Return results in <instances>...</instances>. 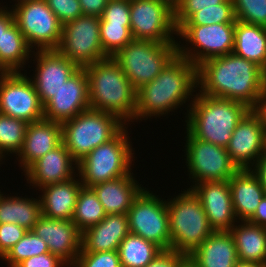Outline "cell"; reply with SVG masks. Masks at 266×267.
Segmentation results:
<instances>
[{
    "mask_svg": "<svg viewBox=\"0 0 266 267\" xmlns=\"http://www.w3.org/2000/svg\"><path fill=\"white\" fill-rule=\"evenodd\" d=\"M109 0H79L83 15L101 17Z\"/></svg>",
    "mask_w": 266,
    "mask_h": 267,
    "instance_id": "cell-46",
    "label": "cell"
},
{
    "mask_svg": "<svg viewBox=\"0 0 266 267\" xmlns=\"http://www.w3.org/2000/svg\"><path fill=\"white\" fill-rule=\"evenodd\" d=\"M194 267H235L239 261L230 231H214L188 256Z\"/></svg>",
    "mask_w": 266,
    "mask_h": 267,
    "instance_id": "cell-24",
    "label": "cell"
},
{
    "mask_svg": "<svg viewBox=\"0 0 266 267\" xmlns=\"http://www.w3.org/2000/svg\"><path fill=\"white\" fill-rule=\"evenodd\" d=\"M100 17L83 15L62 25L57 51L79 68L92 65L109 56L100 41Z\"/></svg>",
    "mask_w": 266,
    "mask_h": 267,
    "instance_id": "cell-12",
    "label": "cell"
},
{
    "mask_svg": "<svg viewBox=\"0 0 266 267\" xmlns=\"http://www.w3.org/2000/svg\"><path fill=\"white\" fill-rule=\"evenodd\" d=\"M48 252L44 240L38 237L33 230H28L1 259L8 262L9 267H16L24 259Z\"/></svg>",
    "mask_w": 266,
    "mask_h": 267,
    "instance_id": "cell-35",
    "label": "cell"
},
{
    "mask_svg": "<svg viewBox=\"0 0 266 267\" xmlns=\"http://www.w3.org/2000/svg\"><path fill=\"white\" fill-rule=\"evenodd\" d=\"M59 22L65 23L83 16L79 0H45Z\"/></svg>",
    "mask_w": 266,
    "mask_h": 267,
    "instance_id": "cell-42",
    "label": "cell"
},
{
    "mask_svg": "<svg viewBox=\"0 0 266 267\" xmlns=\"http://www.w3.org/2000/svg\"><path fill=\"white\" fill-rule=\"evenodd\" d=\"M235 267H266V264L238 261Z\"/></svg>",
    "mask_w": 266,
    "mask_h": 267,
    "instance_id": "cell-51",
    "label": "cell"
},
{
    "mask_svg": "<svg viewBox=\"0 0 266 267\" xmlns=\"http://www.w3.org/2000/svg\"><path fill=\"white\" fill-rule=\"evenodd\" d=\"M263 132L264 126L251 111L236 126L226 149L238 169H251L263 155Z\"/></svg>",
    "mask_w": 266,
    "mask_h": 267,
    "instance_id": "cell-20",
    "label": "cell"
},
{
    "mask_svg": "<svg viewBox=\"0 0 266 267\" xmlns=\"http://www.w3.org/2000/svg\"><path fill=\"white\" fill-rule=\"evenodd\" d=\"M64 265L67 266L63 260L48 252L24 259L16 267H63Z\"/></svg>",
    "mask_w": 266,
    "mask_h": 267,
    "instance_id": "cell-45",
    "label": "cell"
},
{
    "mask_svg": "<svg viewBox=\"0 0 266 267\" xmlns=\"http://www.w3.org/2000/svg\"><path fill=\"white\" fill-rule=\"evenodd\" d=\"M28 123L0 113V156L16 155L22 148ZM6 153V154H5ZM5 154V155H4Z\"/></svg>",
    "mask_w": 266,
    "mask_h": 267,
    "instance_id": "cell-34",
    "label": "cell"
},
{
    "mask_svg": "<svg viewBox=\"0 0 266 267\" xmlns=\"http://www.w3.org/2000/svg\"><path fill=\"white\" fill-rule=\"evenodd\" d=\"M88 109V77L84 68H79L44 105V119L62 124Z\"/></svg>",
    "mask_w": 266,
    "mask_h": 267,
    "instance_id": "cell-17",
    "label": "cell"
},
{
    "mask_svg": "<svg viewBox=\"0 0 266 267\" xmlns=\"http://www.w3.org/2000/svg\"><path fill=\"white\" fill-rule=\"evenodd\" d=\"M229 185L235 215L240 221H248L265 195L259 179L251 169H239Z\"/></svg>",
    "mask_w": 266,
    "mask_h": 267,
    "instance_id": "cell-25",
    "label": "cell"
},
{
    "mask_svg": "<svg viewBox=\"0 0 266 267\" xmlns=\"http://www.w3.org/2000/svg\"><path fill=\"white\" fill-rule=\"evenodd\" d=\"M125 125L114 114L90 108L62 123V143L79 162L94 148L115 138Z\"/></svg>",
    "mask_w": 266,
    "mask_h": 267,
    "instance_id": "cell-6",
    "label": "cell"
},
{
    "mask_svg": "<svg viewBox=\"0 0 266 267\" xmlns=\"http://www.w3.org/2000/svg\"><path fill=\"white\" fill-rule=\"evenodd\" d=\"M100 23L130 25V0H109Z\"/></svg>",
    "mask_w": 266,
    "mask_h": 267,
    "instance_id": "cell-41",
    "label": "cell"
},
{
    "mask_svg": "<svg viewBox=\"0 0 266 267\" xmlns=\"http://www.w3.org/2000/svg\"><path fill=\"white\" fill-rule=\"evenodd\" d=\"M252 168V172L257 176L261 186L266 191V154H263Z\"/></svg>",
    "mask_w": 266,
    "mask_h": 267,
    "instance_id": "cell-50",
    "label": "cell"
},
{
    "mask_svg": "<svg viewBox=\"0 0 266 267\" xmlns=\"http://www.w3.org/2000/svg\"><path fill=\"white\" fill-rule=\"evenodd\" d=\"M84 70L88 77L90 108L114 114L125 124L133 122L137 90L119 64L108 57L84 67Z\"/></svg>",
    "mask_w": 266,
    "mask_h": 267,
    "instance_id": "cell-4",
    "label": "cell"
},
{
    "mask_svg": "<svg viewBox=\"0 0 266 267\" xmlns=\"http://www.w3.org/2000/svg\"><path fill=\"white\" fill-rule=\"evenodd\" d=\"M235 23L212 25H182L177 36L192 44V48L178 43V55L189 60L195 66L204 61L224 56L234 49Z\"/></svg>",
    "mask_w": 266,
    "mask_h": 267,
    "instance_id": "cell-10",
    "label": "cell"
},
{
    "mask_svg": "<svg viewBox=\"0 0 266 267\" xmlns=\"http://www.w3.org/2000/svg\"><path fill=\"white\" fill-rule=\"evenodd\" d=\"M32 54L37 67L31 81L44 106L79 67L57 50H37Z\"/></svg>",
    "mask_w": 266,
    "mask_h": 267,
    "instance_id": "cell-16",
    "label": "cell"
},
{
    "mask_svg": "<svg viewBox=\"0 0 266 267\" xmlns=\"http://www.w3.org/2000/svg\"><path fill=\"white\" fill-rule=\"evenodd\" d=\"M18 2V3H17ZM12 5L15 22L33 50H56L62 24L45 0H19Z\"/></svg>",
    "mask_w": 266,
    "mask_h": 267,
    "instance_id": "cell-9",
    "label": "cell"
},
{
    "mask_svg": "<svg viewBox=\"0 0 266 267\" xmlns=\"http://www.w3.org/2000/svg\"><path fill=\"white\" fill-rule=\"evenodd\" d=\"M129 232L171 250L167 201L143 188L128 210Z\"/></svg>",
    "mask_w": 266,
    "mask_h": 267,
    "instance_id": "cell-11",
    "label": "cell"
},
{
    "mask_svg": "<svg viewBox=\"0 0 266 267\" xmlns=\"http://www.w3.org/2000/svg\"><path fill=\"white\" fill-rule=\"evenodd\" d=\"M46 243L51 254L72 267L81 252L82 232L72 220L51 219L41 215L32 229Z\"/></svg>",
    "mask_w": 266,
    "mask_h": 267,
    "instance_id": "cell-18",
    "label": "cell"
},
{
    "mask_svg": "<svg viewBox=\"0 0 266 267\" xmlns=\"http://www.w3.org/2000/svg\"><path fill=\"white\" fill-rule=\"evenodd\" d=\"M248 222L253 223L255 225L266 227V192L256 208L253 216L248 220Z\"/></svg>",
    "mask_w": 266,
    "mask_h": 267,
    "instance_id": "cell-49",
    "label": "cell"
},
{
    "mask_svg": "<svg viewBox=\"0 0 266 267\" xmlns=\"http://www.w3.org/2000/svg\"><path fill=\"white\" fill-rule=\"evenodd\" d=\"M186 138V164L189 178L193 185L205 181L229 180L239 169L231 161L227 149L194 138L187 130Z\"/></svg>",
    "mask_w": 266,
    "mask_h": 267,
    "instance_id": "cell-14",
    "label": "cell"
},
{
    "mask_svg": "<svg viewBox=\"0 0 266 267\" xmlns=\"http://www.w3.org/2000/svg\"><path fill=\"white\" fill-rule=\"evenodd\" d=\"M197 88V66L177 54L153 81L137 90L136 122L181 107L190 101V96H195L192 94Z\"/></svg>",
    "mask_w": 266,
    "mask_h": 267,
    "instance_id": "cell-2",
    "label": "cell"
},
{
    "mask_svg": "<svg viewBox=\"0 0 266 267\" xmlns=\"http://www.w3.org/2000/svg\"><path fill=\"white\" fill-rule=\"evenodd\" d=\"M127 214H110L82 232L81 252L118 251L129 234Z\"/></svg>",
    "mask_w": 266,
    "mask_h": 267,
    "instance_id": "cell-23",
    "label": "cell"
},
{
    "mask_svg": "<svg viewBox=\"0 0 266 267\" xmlns=\"http://www.w3.org/2000/svg\"><path fill=\"white\" fill-rule=\"evenodd\" d=\"M188 257L172 250H163L146 267H181Z\"/></svg>",
    "mask_w": 266,
    "mask_h": 267,
    "instance_id": "cell-44",
    "label": "cell"
},
{
    "mask_svg": "<svg viewBox=\"0 0 266 267\" xmlns=\"http://www.w3.org/2000/svg\"><path fill=\"white\" fill-rule=\"evenodd\" d=\"M62 143V124L47 119L28 123L22 148L17 154L25 171L40 157Z\"/></svg>",
    "mask_w": 266,
    "mask_h": 267,
    "instance_id": "cell-22",
    "label": "cell"
},
{
    "mask_svg": "<svg viewBox=\"0 0 266 267\" xmlns=\"http://www.w3.org/2000/svg\"><path fill=\"white\" fill-rule=\"evenodd\" d=\"M233 53L266 72V27L236 20Z\"/></svg>",
    "mask_w": 266,
    "mask_h": 267,
    "instance_id": "cell-28",
    "label": "cell"
},
{
    "mask_svg": "<svg viewBox=\"0 0 266 267\" xmlns=\"http://www.w3.org/2000/svg\"><path fill=\"white\" fill-rule=\"evenodd\" d=\"M162 251L155 243L132 233L121 241L118 248L122 267H146Z\"/></svg>",
    "mask_w": 266,
    "mask_h": 267,
    "instance_id": "cell-32",
    "label": "cell"
},
{
    "mask_svg": "<svg viewBox=\"0 0 266 267\" xmlns=\"http://www.w3.org/2000/svg\"><path fill=\"white\" fill-rule=\"evenodd\" d=\"M233 1L226 0L219 4V8L200 9L194 13L183 25H212L220 23H235Z\"/></svg>",
    "mask_w": 266,
    "mask_h": 267,
    "instance_id": "cell-37",
    "label": "cell"
},
{
    "mask_svg": "<svg viewBox=\"0 0 266 267\" xmlns=\"http://www.w3.org/2000/svg\"><path fill=\"white\" fill-rule=\"evenodd\" d=\"M75 169H78V162L61 143L30 165L24 171L26 173L24 175L29 181L27 183L41 189L47 185L66 182L78 177L75 176Z\"/></svg>",
    "mask_w": 266,
    "mask_h": 267,
    "instance_id": "cell-21",
    "label": "cell"
},
{
    "mask_svg": "<svg viewBox=\"0 0 266 267\" xmlns=\"http://www.w3.org/2000/svg\"><path fill=\"white\" fill-rule=\"evenodd\" d=\"M171 250L189 256L214 231L200 199L188 188L167 201Z\"/></svg>",
    "mask_w": 266,
    "mask_h": 267,
    "instance_id": "cell-5",
    "label": "cell"
},
{
    "mask_svg": "<svg viewBox=\"0 0 266 267\" xmlns=\"http://www.w3.org/2000/svg\"><path fill=\"white\" fill-rule=\"evenodd\" d=\"M100 41L103 51L109 56H114L133 40L130 25H116L100 23Z\"/></svg>",
    "mask_w": 266,
    "mask_h": 267,
    "instance_id": "cell-36",
    "label": "cell"
},
{
    "mask_svg": "<svg viewBox=\"0 0 266 267\" xmlns=\"http://www.w3.org/2000/svg\"><path fill=\"white\" fill-rule=\"evenodd\" d=\"M72 267H122L118 251L80 252Z\"/></svg>",
    "mask_w": 266,
    "mask_h": 267,
    "instance_id": "cell-40",
    "label": "cell"
},
{
    "mask_svg": "<svg viewBox=\"0 0 266 267\" xmlns=\"http://www.w3.org/2000/svg\"><path fill=\"white\" fill-rule=\"evenodd\" d=\"M106 216L101 202L92 188L82 186L76 200L72 221L83 232L88 227L99 224Z\"/></svg>",
    "mask_w": 266,
    "mask_h": 267,
    "instance_id": "cell-33",
    "label": "cell"
},
{
    "mask_svg": "<svg viewBox=\"0 0 266 267\" xmlns=\"http://www.w3.org/2000/svg\"><path fill=\"white\" fill-rule=\"evenodd\" d=\"M235 224L232 234L237 249L238 259L244 262L266 264V227L248 221Z\"/></svg>",
    "mask_w": 266,
    "mask_h": 267,
    "instance_id": "cell-29",
    "label": "cell"
},
{
    "mask_svg": "<svg viewBox=\"0 0 266 267\" xmlns=\"http://www.w3.org/2000/svg\"><path fill=\"white\" fill-rule=\"evenodd\" d=\"M6 9V10H5ZM15 22L13 10H7L6 7H0V46L3 33Z\"/></svg>",
    "mask_w": 266,
    "mask_h": 267,
    "instance_id": "cell-48",
    "label": "cell"
},
{
    "mask_svg": "<svg viewBox=\"0 0 266 267\" xmlns=\"http://www.w3.org/2000/svg\"><path fill=\"white\" fill-rule=\"evenodd\" d=\"M25 228L14 224H0V258H2L27 232Z\"/></svg>",
    "mask_w": 266,
    "mask_h": 267,
    "instance_id": "cell-43",
    "label": "cell"
},
{
    "mask_svg": "<svg viewBox=\"0 0 266 267\" xmlns=\"http://www.w3.org/2000/svg\"><path fill=\"white\" fill-rule=\"evenodd\" d=\"M181 267H194L188 260Z\"/></svg>",
    "mask_w": 266,
    "mask_h": 267,
    "instance_id": "cell-53",
    "label": "cell"
},
{
    "mask_svg": "<svg viewBox=\"0 0 266 267\" xmlns=\"http://www.w3.org/2000/svg\"><path fill=\"white\" fill-rule=\"evenodd\" d=\"M32 49L18 25L14 22L2 35L0 46V71L2 73L21 72L29 60Z\"/></svg>",
    "mask_w": 266,
    "mask_h": 267,
    "instance_id": "cell-31",
    "label": "cell"
},
{
    "mask_svg": "<svg viewBox=\"0 0 266 267\" xmlns=\"http://www.w3.org/2000/svg\"><path fill=\"white\" fill-rule=\"evenodd\" d=\"M125 127L115 138L94 148L78 162V174L84 187L111 181L131 173L132 145Z\"/></svg>",
    "mask_w": 266,
    "mask_h": 267,
    "instance_id": "cell-7",
    "label": "cell"
},
{
    "mask_svg": "<svg viewBox=\"0 0 266 267\" xmlns=\"http://www.w3.org/2000/svg\"><path fill=\"white\" fill-rule=\"evenodd\" d=\"M250 111L258 118L259 122L266 127V85L258 96Z\"/></svg>",
    "mask_w": 266,
    "mask_h": 267,
    "instance_id": "cell-47",
    "label": "cell"
},
{
    "mask_svg": "<svg viewBox=\"0 0 266 267\" xmlns=\"http://www.w3.org/2000/svg\"><path fill=\"white\" fill-rule=\"evenodd\" d=\"M0 191V224L14 223L32 230L41 214L40 198L4 196Z\"/></svg>",
    "mask_w": 266,
    "mask_h": 267,
    "instance_id": "cell-30",
    "label": "cell"
},
{
    "mask_svg": "<svg viewBox=\"0 0 266 267\" xmlns=\"http://www.w3.org/2000/svg\"><path fill=\"white\" fill-rule=\"evenodd\" d=\"M178 43H159L133 39L112 58L138 90L153 81L178 54Z\"/></svg>",
    "mask_w": 266,
    "mask_h": 267,
    "instance_id": "cell-8",
    "label": "cell"
},
{
    "mask_svg": "<svg viewBox=\"0 0 266 267\" xmlns=\"http://www.w3.org/2000/svg\"><path fill=\"white\" fill-rule=\"evenodd\" d=\"M101 202L106 215L127 214L132 201L144 188L133 173H128L120 178L99 183L91 187Z\"/></svg>",
    "mask_w": 266,
    "mask_h": 267,
    "instance_id": "cell-26",
    "label": "cell"
},
{
    "mask_svg": "<svg viewBox=\"0 0 266 267\" xmlns=\"http://www.w3.org/2000/svg\"><path fill=\"white\" fill-rule=\"evenodd\" d=\"M263 154H266V127H264L263 132Z\"/></svg>",
    "mask_w": 266,
    "mask_h": 267,
    "instance_id": "cell-52",
    "label": "cell"
},
{
    "mask_svg": "<svg viewBox=\"0 0 266 267\" xmlns=\"http://www.w3.org/2000/svg\"><path fill=\"white\" fill-rule=\"evenodd\" d=\"M79 179L72 178L66 182L47 185L39 196L41 214L51 219L71 220L74 214L78 193L82 187Z\"/></svg>",
    "mask_w": 266,
    "mask_h": 267,
    "instance_id": "cell-27",
    "label": "cell"
},
{
    "mask_svg": "<svg viewBox=\"0 0 266 267\" xmlns=\"http://www.w3.org/2000/svg\"><path fill=\"white\" fill-rule=\"evenodd\" d=\"M187 110L186 129L194 137L227 148L250 108L239 101L196 93Z\"/></svg>",
    "mask_w": 266,
    "mask_h": 267,
    "instance_id": "cell-3",
    "label": "cell"
},
{
    "mask_svg": "<svg viewBox=\"0 0 266 267\" xmlns=\"http://www.w3.org/2000/svg\"><path fill=\"white\" fill-rule=\"evenodd\" d=\"M236 20L266 27V0H232Z\"/></svg>",
    "mask_w": 266,
    "mask_h": 267,
    "instance_id": "cell-38",
    "label": "cell"
},
{
    "mask_svg": "<svg viewBox=\"0 0 266 267\" xmlns=\"http://www.w3.org/2000/svg\"><path fill=\"white\" fill-rule=\"evenodd\" d=\"M0 113L32 123L44 118L34 84L21 72L0 74Z\"/></svg>",
    "mask_w": 266,
    "mask_h": 267,
    "instance_id": "cell-15",
    "label": "cell"
},
{
    "mask_svg": "<svg viewBox=\"0 0 266 267\" xmlns=\"http://www.w3.org/2000/svg\"><path fill=\"white\" fill-rule=\"evenodd\" d=\"M226 0H175L174 21L177 30L200 9L219 8Z\"/></svg>",
    "mask_w": 266,
    "mask_h": 267,
    "instance_id": "cell-39",
    "label": "cell"
},
{
    "mask_svg": "<svg viewBox=\"0 0 266 267\" xmlns=\"http://www.w3.org/2000/svg\"><path fill=\"white\" fill-rule=\"evenodd\" d=\"M197 81L199 93L239 101L251 108L266 85V72L232 52L198 65Z\"/></svg>",
    "mask_w": 266,
    "mask_h": 267,
    "instance_id": "cell-1",
    "label": "cell"
},
{
    "mask_svg": "<svg viewBox=\"0 0 266 267\" xmlns=\"http://www.w3.org/2000/svg\"><path fill=\"white\" fill-rule=\"evenodd\" d=\"M191 189L200 199L213 231H230L239 223L233 208L229 180L205 181L194 184Z\"/></svg>",
    "mask_w": 266,
    "mask_h": 267,
    "instance_id": "cell-19",
    "label": "cell"
},
{
    "mask_svg": "<svg viewBox=\"0 0 266 267\" xmlns=\"http://www.w3.org/2000/svg\"><path fill=\"white\" fill-rule=\"evenodd\" d=\"M130 30L133 39L178 43L171 0H130Z\"/></svg>",
    "mask_w": 266,
    "mask_h": 267,
    "instance_id": "cell-13",
    "label": "cell"
}]
</instances>
